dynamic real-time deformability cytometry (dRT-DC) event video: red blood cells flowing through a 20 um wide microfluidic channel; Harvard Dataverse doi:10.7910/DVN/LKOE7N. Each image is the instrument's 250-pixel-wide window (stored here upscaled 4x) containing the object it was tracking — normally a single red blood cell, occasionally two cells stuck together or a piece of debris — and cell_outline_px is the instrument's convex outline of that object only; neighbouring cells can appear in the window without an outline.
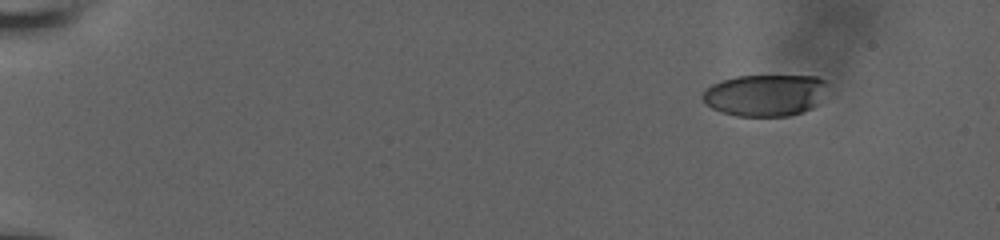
{"species": "human", "species_latin": "Homo sapiens", "temperature_condition": "room temperature", "stored_images_in_passage": 51, "camera_frame_rate_fps": 3000, "um_per_image_px": 0.085, "donor": {"sex": "male"}, "frame": {"image": 1, "passage_image": 1, "time_ms": 0.0, "image_size_px": [1000, 240], "cell_outline_px": [[828, 80], [816, 104], [812, 108], [788, 116], [736, 116], [712, 108], [704, 104], [700, 96], [712, 84], [720, 80], [736, 76], [816, 76]], "centroid_in_image_um": [64.98, 8.08], "position_along_channel_um": 20.0, "area_um2": 30.23}}
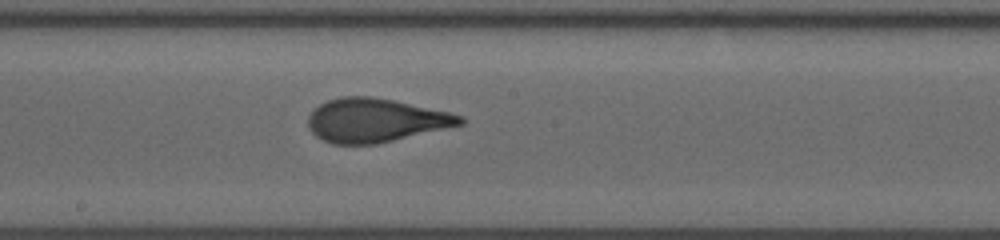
{"frame": {"image": 2, "passage_image": 28, "time_ms": 9.0, "image_size_px": [1000, 240], "cell_outline_px": [[464, 124], [376, 144], [332, 144], [316, 136], [308, 128], [308, 116], [320, 104], [328, 100], [340, 96], [372, 96], [392, 100], [448, 112], [464, 116]], "centroid_in_image_um": [31.89, 10.22], "position_along_channel_um": 216.3, "area_um2": 38.44}}
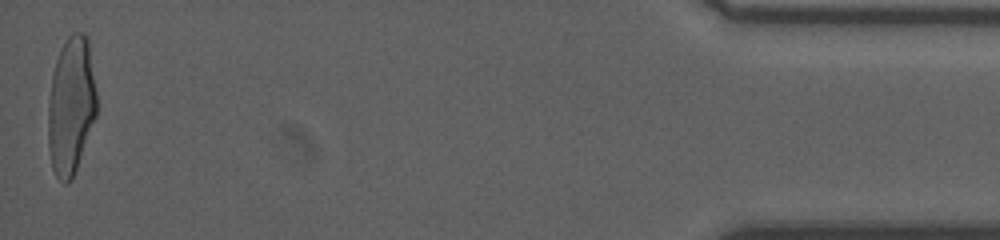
{"frame": {"image": 3, "passage_image": 51, "time_ms": 16.667, "image_size_px": [1000, 240], "cell_outline_px": [[96, 116], [72, 180], [64, 184], [56, 176], [52, 168], [48, 144], [48, 104], [52, 76], [56, 60], [60, 48], [68, 36], [72, 32], [84, 32], [88, 36], [96, 92]], "centroid_in_image_um": [6.03, 8.96], "position_along_channel_um": 429.2, "area_um2": 39.07}, "authors_computed_cell_mechanics": {"area_um2": 38.0902, "velocity_mm_per_s": 3.8387, "shape_relaxation_time_tau1_ms": 5.7144, "shape_relaxation_time_tau2_ms": 0.7359, "deformation_change_tau1": 0.2307, "deformation_change_tau2": 0.0807}}